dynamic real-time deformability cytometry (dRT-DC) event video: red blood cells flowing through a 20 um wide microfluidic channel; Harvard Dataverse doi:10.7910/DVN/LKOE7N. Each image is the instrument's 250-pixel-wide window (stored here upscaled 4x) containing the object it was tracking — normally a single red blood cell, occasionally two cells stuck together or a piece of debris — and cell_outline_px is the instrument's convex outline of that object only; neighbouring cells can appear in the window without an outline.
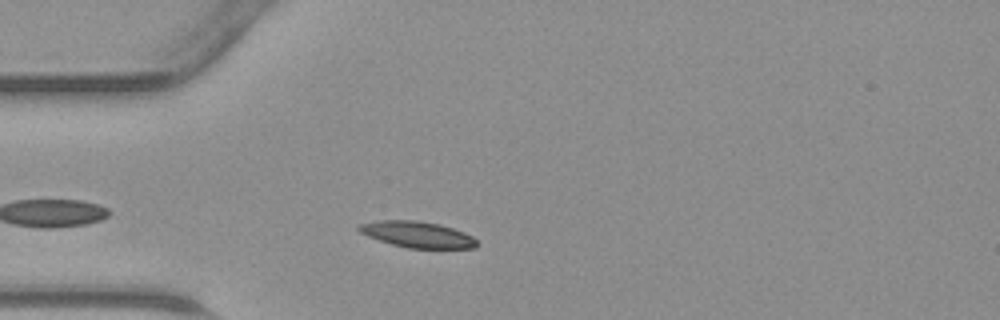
{"species": "common noctule bat (a hibernating species)", "species_latin": "Nyctalus noctula", "temperature_condition": "warm", "stored_images_in_passage": 28, "camera_frame_rate_fps": 3000, "um_per_image_px": 0.085, "animal": {"sex": "male", "body_mass_g": 23.1, "forearm_length_mm": 52.7}, "frame": {"image": 1, "passage_image": 4, "time_ms": 1.0, "image_size_px": [1000, 320], "cell_outline_px": [[480, 244], [476, 248], [408, 248], [392, 244], [368, 236], [360, 232], [356, 228], [360, 224], [380, 220], [416, 220], [440, 224], [464, 232], [472, 236]], "centroid_in_image_um": [35.5, 19.93], "position_along_channel_um": 49.5, "area_um2": 17.92}}
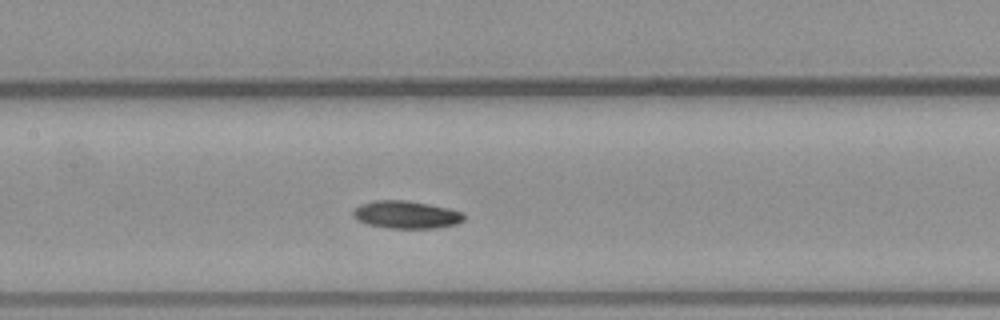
{"frame": {"image": 2, "passage_image": 13, "time_ms": 4.0, "image_size_px": [1000, 320], "cell_outline_px": [[464, 220], [456, 224], [436, 228], [388, 228], [368, 224], [356, 220], [352, 216], [352, 212], [360, 204], [376, 200], [408, 200], [448, 208], [464, 212]], "centroid_in_image_um": [34.52, 18.24], "position_along_channel_um": 172.9, "area_um2": 17.92}}
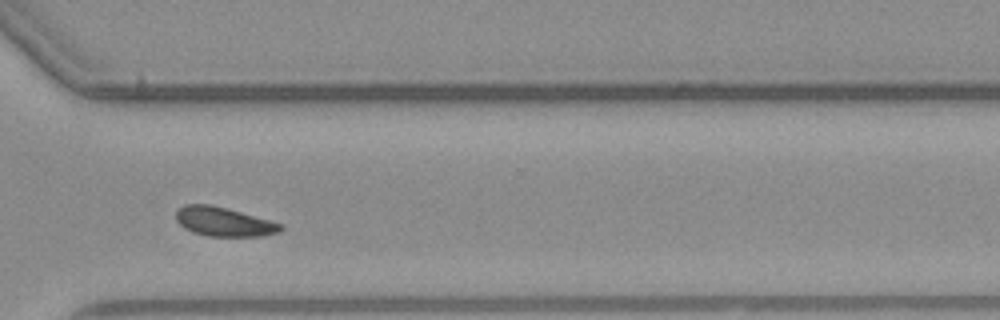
{"frame": {"image": 3, "passage_image": 25, "time_ms": 8.0, "image_size_px": [1000, 320], "cell_outline_px": [[284, 228], [280, 232], [260, 236], [208, 236], [192, 232], [184, 228], [176, 220], [176, 212], [184, 204], [208, 204], [272, 220], [280, 224]], "centroid_in_image_um": [19.02, 18.85], "position_along_channel_um": 351.6, "area_um2": 17.63}}